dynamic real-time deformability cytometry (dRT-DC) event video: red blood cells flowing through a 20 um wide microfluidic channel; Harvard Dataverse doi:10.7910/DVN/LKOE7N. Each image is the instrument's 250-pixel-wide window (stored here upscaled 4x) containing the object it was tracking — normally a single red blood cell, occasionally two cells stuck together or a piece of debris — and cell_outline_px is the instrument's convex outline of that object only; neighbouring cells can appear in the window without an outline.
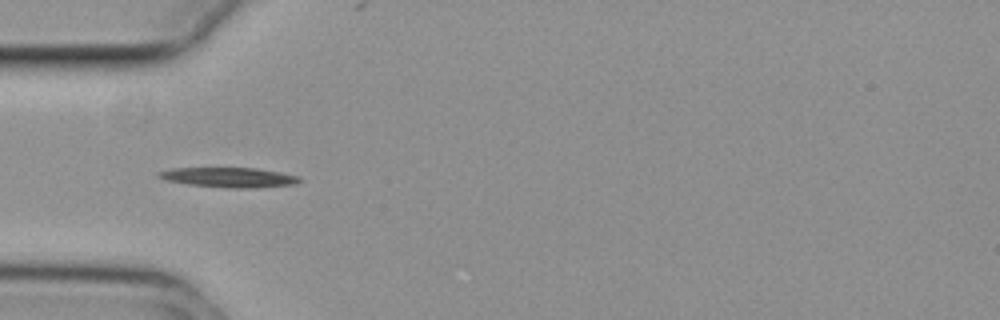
{"species": "common noctule bat (a hibernating species)", "species_latin": "Nyctalus noctula", "temperature_condition": "cold", "stored_images_in_passage": 41, "camera_frame_rate_fps": 3000, "um_per_image_px": 0.085, "animal": {"sex": "female", "body_mass_g": 29.2, "forearm_length_mm": 56.3}, "frame": {"image": 1, "passage_image": 3, "time_ms": 0.667, "image_size_px": [1000, 320], "cell_outline_px": [[300, 180], [296, 184], [252, 188], [228, 188], [188, 184], [168, 180], [156, 176], [156, 172], [172, 168], [256, 168], [280, 172], [300, 176]], "centroid_in_image_um": [19.47, 15.07], "position_along_channel_um": 65.5, "area_um2": 16.24}}
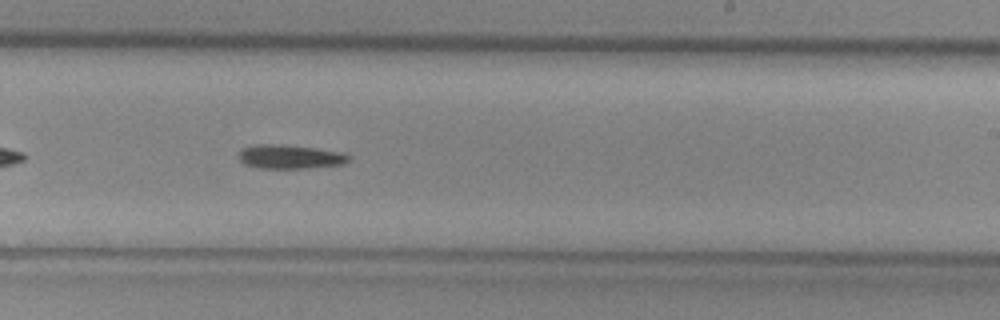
{"frame": {"image": 2, "passage_image": 19, "time_ms": 6.0, "image_size_px": [1000, 320], "cell_outline_px": [[352, 156], [344, 164], [308, 168], [256, 168], [244, 164], [240, 160], [240, 152], [244, 148], [252, 144], [272, 144], [316, 148], [340, 152]], "centroid_in_image_um": [24.65, 13.33], "position_along_channel_um": 264.4, "area_um2": 15.26}}
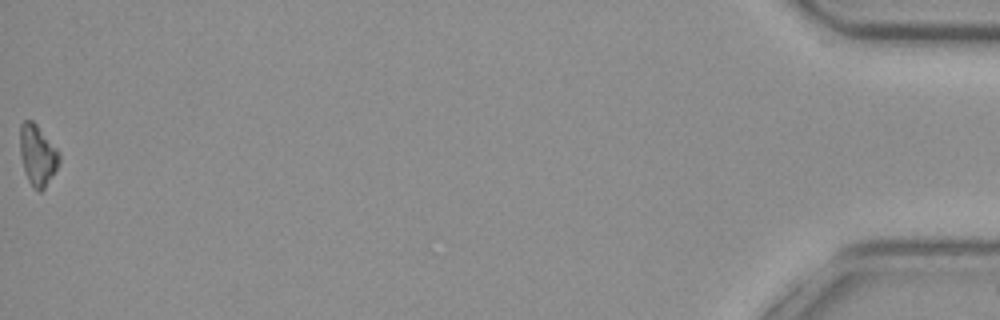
{"frame": {"image": 3, "passage_image": 41, "time_ms": 13.333, "image_size_px": [1000, 320], "cell_outline_px": [[60, 160], [56, 168], [44, 188], [40, 192], [32, 188], [28, 180], [24, 168], [20, 152], [20, 124], [24, 120], [32, 120], [36, 124], [60, 152]], "centroid_in_image_um": [3.18, 13.17], "position_along_channel_um": 432.0, "area_um2": 13.7}, "authors_computed_cell_mechanics": {"area_um2": 15.028, "velocity_mm_per_s": 3.7374, "shape_relaxation_time_tau1_ms": 4.7713, "shape_relaxation_time_tau2_ms": null, "deformation_change_tau1": 0.1467, "deformation_change_tau2": null}}